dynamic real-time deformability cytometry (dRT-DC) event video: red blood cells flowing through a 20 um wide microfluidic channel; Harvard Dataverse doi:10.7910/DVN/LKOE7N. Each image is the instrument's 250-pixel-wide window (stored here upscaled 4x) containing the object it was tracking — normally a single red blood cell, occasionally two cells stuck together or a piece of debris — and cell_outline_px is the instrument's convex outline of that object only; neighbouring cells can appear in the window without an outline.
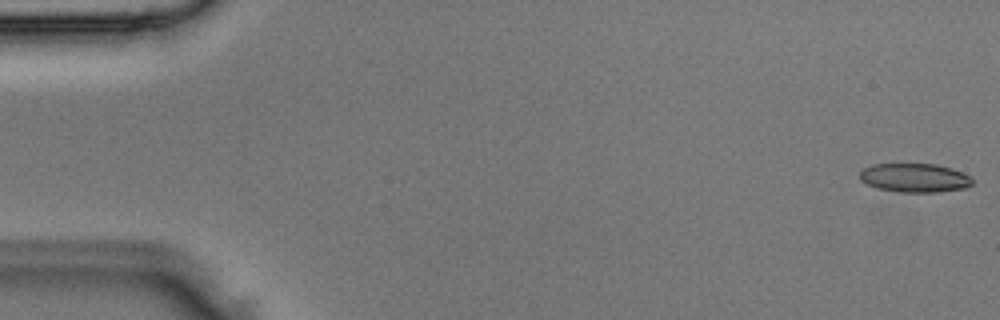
{"species": "Egyptian fruit bat (a non-hibernating species)", "species_latin": "Rousettus aegyptiacus", "temperature_condition": "room temperature", "stored_images_in_passage": 5, "segment_of_instrument_passage": [2, 2], "camera_frame_rate_fps": 3000, "um_per_image_px": 0.085, "animal": {"sex": "male"}, "frame": {"image": 1, "passage_image": 5, "time_ms": 1.333, "image_size_px": [1000, 320], "cell_outline_px": [[972, 184], [968, 188], [936, 192], [896, 192], [880, 188], [868, 184], [860, 180], [860, 172], [864, 168], [872, 164], [936, 164], [952, 168], [972, 176]], "centroid_in_image_um": [77.79, 15.11], "position_along_channel_um": 7.2, "area_um2": 19.02}}